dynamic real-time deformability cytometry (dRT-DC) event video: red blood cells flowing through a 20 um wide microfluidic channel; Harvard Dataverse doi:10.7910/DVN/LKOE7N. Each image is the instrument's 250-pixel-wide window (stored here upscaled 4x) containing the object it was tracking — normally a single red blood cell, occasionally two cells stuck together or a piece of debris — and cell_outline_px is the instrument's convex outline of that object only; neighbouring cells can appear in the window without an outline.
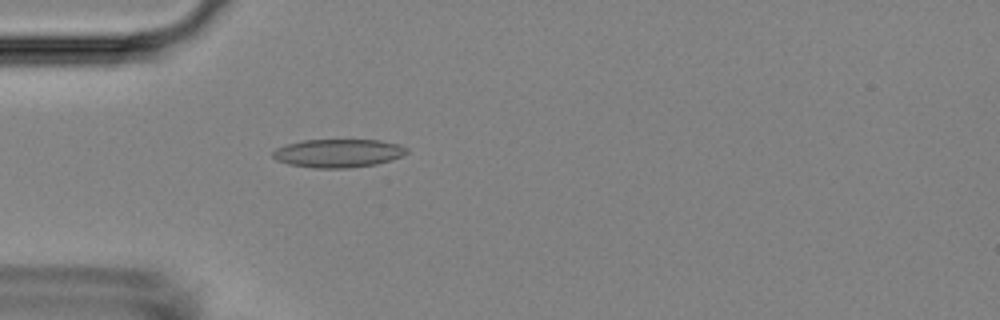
{"species": "Egyptian fruit bat (a non-hibernating species)", "species_latin": "Rousettus aegyptiacus", "temperature_condition": "room temperature", "stored_images_in_passage": 19, "camera_frame_rate_fps": 3000, "um_per_image_px": 0.085, "animal": {"sex": "female"}, "frame": {"image": 1, "passage_image": 16, "time_ms": 5.0, "image_size_px": [1000, 320], "cell_outline_px": [[408, 152], [404, 156], [392, 160], [376, 164], [348, 168], [312, 168], [288, 164], [276, 160], [272, 156], [272, 152], [276, 148], [288, 144], [304, 140], [380, 140], [400, 144], [408, 148]], "centroid_in_image_um": [28.78, 13.02], "position_along_channel_um": 56.2, "area_um2": 22.31}}